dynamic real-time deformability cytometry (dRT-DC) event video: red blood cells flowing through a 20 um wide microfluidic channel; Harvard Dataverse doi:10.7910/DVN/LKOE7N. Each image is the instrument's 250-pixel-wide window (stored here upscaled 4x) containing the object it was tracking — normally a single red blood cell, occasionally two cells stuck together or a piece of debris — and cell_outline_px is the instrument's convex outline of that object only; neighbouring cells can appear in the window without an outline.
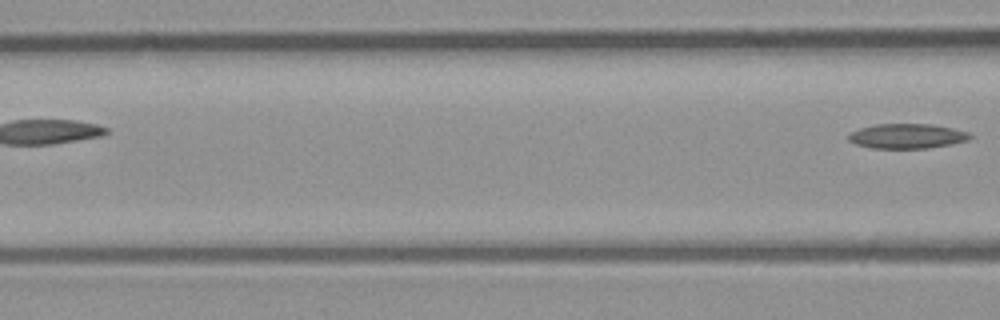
{"species": "common noctule bat (a hibernating species)", "species_latin": "Nyctalus noctula", "temperature_condition": "room temperature", "stored_images_in_passage": 3, "camera_frame_rate_fps": 3000, "um_per_image_px": 0.085, "animal": {"sex": "male", "body_mass_g": 23.1, "forearm_length_mm": 52.7}, "frame": {"image": 1, "passage_image": 3, "time_ms": 0.667, "image_size_px": [1000, 320], "cell_outline_px": [[972, 136], [968, 140], [928, 148], [872, 148], [856, 144], [848, 140], [848, 132], [860, 128], [876, 124], [932, 124], [952, 128], [968, 132]], "centroid_in_image_um": [77.06, 11.56], "position_along_channel_um": 89.5, "area_um2": 17.46}}